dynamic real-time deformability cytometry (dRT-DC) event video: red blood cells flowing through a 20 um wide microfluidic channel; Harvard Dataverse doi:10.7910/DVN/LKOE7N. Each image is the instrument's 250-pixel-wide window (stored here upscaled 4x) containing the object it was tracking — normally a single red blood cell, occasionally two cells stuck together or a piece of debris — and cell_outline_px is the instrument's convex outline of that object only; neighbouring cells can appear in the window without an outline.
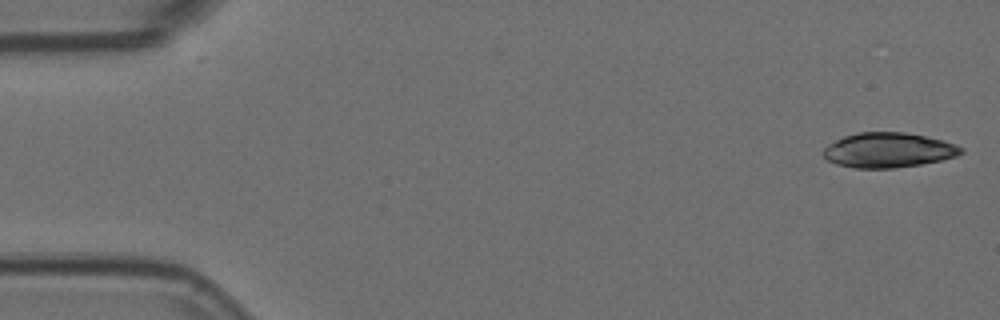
{"species": "Egyptian fruit bat (a non-hibernating species)", "species_latin": "Rousettus aegyptiacus", "temperature_condition": "room temperature", "stored_images_in_passage": 52, "camera_frame_rate_fps": 3000, "um_per_image_px": 0.085, "animal": {"sex": "female"}, "frame": {"image": 1, "passage_image": 1, "time_ms": 0.0, "image_size_px": [1000, 320], "cell_outline_px": [[964, 152], [956, 156], [940, 160], [920, 164], [892, 168], [856, 168], [836, 164], [828, 160], [824, 156], [824, 148], [828, 144], [844, 136], [856, 132], [904, 132], [924, 136], [940, 140], [964, 148]], "centroid_in_image_um": [75.48, 12.76], "position_along_channel_um": 9.5, "area_um2": 27.69}}
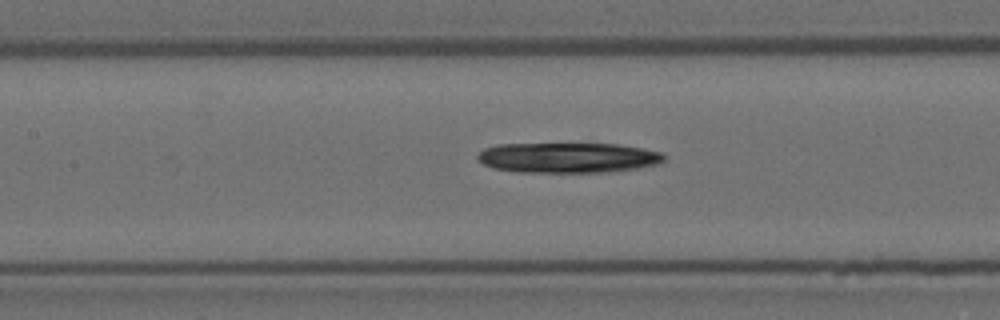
{"frame": {"image": 2, "passage_image": 23, "time_ms": 7.333, "image_size_px": [1000, 320], "cell_outline_px": [[664, 160], [656, 164], [636, 168], [608, 172], [520, 172], [496, 168], [484, 164], [476, 160], [476, 156], [484, 148], [500, 144], [616, 144], [664, 152]], "centroid_in_image_um": [48.26, 13.4], "position_along_channel_um": 159.1, "area_um2": 32.66}}
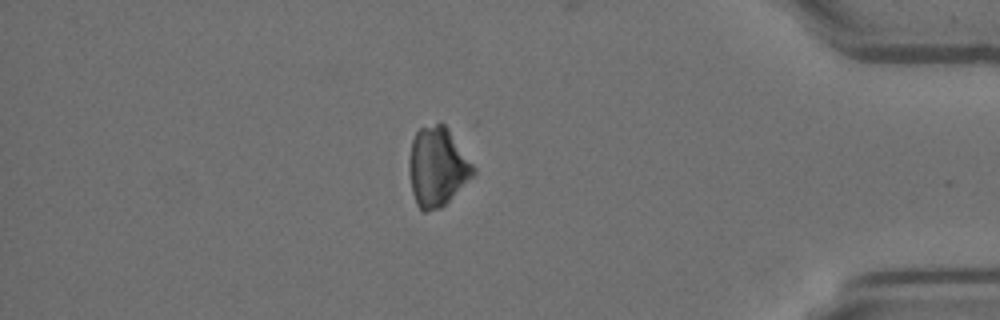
{"frame": {"image": 3, "passage_image": 45, "time_ms": 14.667, "image_size_px": [1000, 320], "cell_outline_px": [[476, 172], [440, 208], [424, 212], [416, 204], [412, 192], [408, 172], [408, 160], [412, 140], [416, 132], [420, 128], [440, 120], [448, 128], [476, 168]], "centroid_in_image_um": [37.14, 14.14], "position_along_channel_um": 398.1, "area_um2": 29.65}}